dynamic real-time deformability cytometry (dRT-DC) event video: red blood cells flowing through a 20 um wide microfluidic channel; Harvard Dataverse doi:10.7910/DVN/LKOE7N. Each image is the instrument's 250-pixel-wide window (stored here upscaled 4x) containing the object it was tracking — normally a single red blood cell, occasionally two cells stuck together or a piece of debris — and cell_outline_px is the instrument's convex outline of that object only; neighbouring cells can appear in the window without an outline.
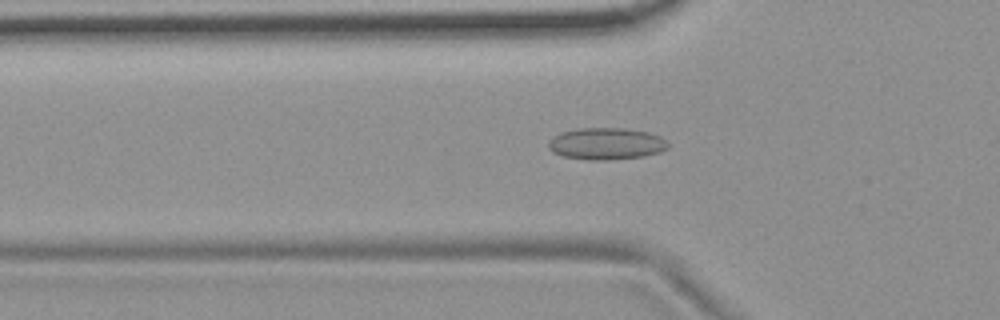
{"species": "common noctule bat (a hibernating species)", "species_latin": "Nyctalus noctula", "temperature_condition": "room temperature", "stored_images_in_passage": 46, "camera_frame_rate_fps": 3000, "um_per_image_px": 0.085, "animal": {"sex": "female", "body_mass_g": 19.9}, "frame": {"image": 1, "passage_image": 10, "time_ms": 3.0, "image_size_px": [1000, 320], "cell_outline_px": [[668, 148], [660, 152], [644, 156], [608, 160], [592, 160], [564, 156], [552, 152], [548, 148], [548, 140], [560, 132], [576, 128], [624, 128], [648, 132], [660, 136], [668, 144]], "centroid_in_image_um": [51.51, 12.21], "position_along_channel_um": 74.3, "area_um2": 22.25}}
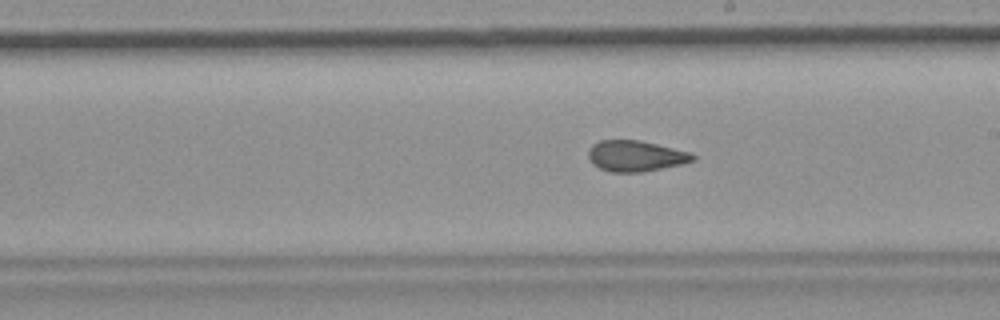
{"frame": {"image": 2, "passage_image": 23, "time_ms": 7.333, "image_size_px": [1000, 320], "cell_outline_px": [[696, 160], [680, 164], [644, 172], [608, 172], [592, 164], [588, 160], [588, 148], [592, 144], [600, 140], [640, 140], [692, 152], [696, 156]], "centroid_in_image_um": [54.01, 13.25], "position_along_channel_um": 235.0, "area_um2": 19.07}}
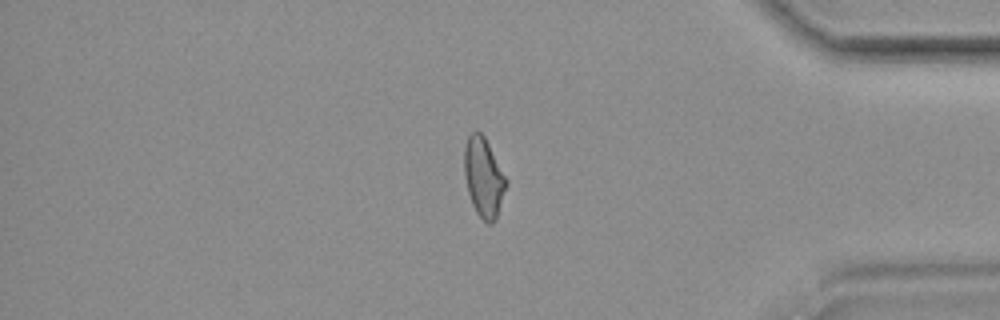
{"frame": {"image": 3, "passage_image": 38, "time_ms": 12.333, "image_size_px": [1000, 320], "cell_outline_px": [[508, 184], [496, 220], [492, 224], [488, 224], [476, 212], [472, 204], [468, 192], [464, 176], [464, 148], [468, 136], [472, 132], [480, 132], [484, 136], [508, 180]], "centroid_in_image_um": [41.12, 15.1], "position_along_channel_um": 394.1, "area_um2": 19.48}, "authors_computed_cell_mechanics": {"area_um2": 19.4786, "velocity_mm_per_s": 3.7034, "shape_relaxation_time_tau1_ms": null, "shape_relaxation_time_tau2_ms": 1.695, "deformation_change_tau1": null, "deformation_change_tau2": 0.0846}}